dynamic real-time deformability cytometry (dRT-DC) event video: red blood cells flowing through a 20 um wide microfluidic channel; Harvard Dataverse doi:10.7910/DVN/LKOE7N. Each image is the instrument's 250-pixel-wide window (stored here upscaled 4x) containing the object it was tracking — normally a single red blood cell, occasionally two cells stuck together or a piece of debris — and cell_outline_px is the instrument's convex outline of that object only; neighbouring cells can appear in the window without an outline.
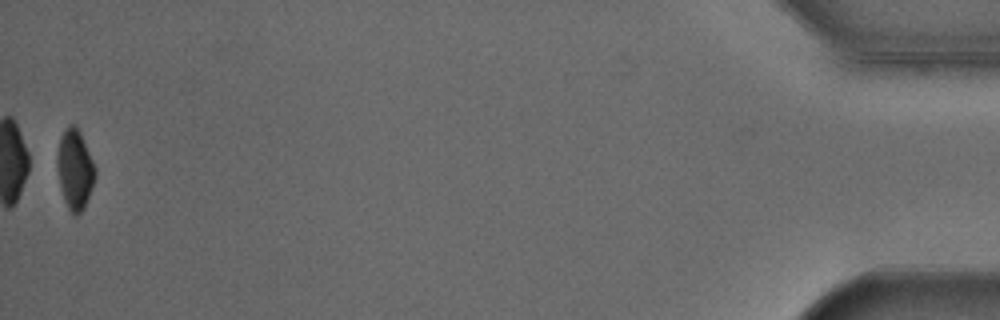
{"species": "Egyptian fruit bat (a non-hibernating species)", "species_latin": "Rousettus aegyptiacus", "temperature_condition": "cold", "stored_images_in_passage": 40, "camera_frame_rate_fps": 3000, "um_per_image_px": 0.085, "animal": {"sex": "male"}, "frame": {"image": 1, "passage_image": 40, "time_ms": 13.0, "image_size_px": [1000, 320], "cell_outline_px": [[96, 176], [84, 208], [76, 216], [68, 208], [64, 200], [60, 188], [56, 168], [56, 160], [60, 140], [64, 132], [72, 124], [80, 132], [96, 168]], "centroid_in_image_um": [6.36, 14.44], "position_along_channel_um": 428.8, "area_um2": 17.4}, "authors_computed_cell_mechanics": {"area_um2": 22.0796, "velocity_mm_per_s": 3.8557, "shape_relaxation_time_tau1_ms": 1.6918, "shape_relaxation_time_tau2_ms": null, "deformation_change_tau1": 0.0717, "deformation_change_tau2": null}}